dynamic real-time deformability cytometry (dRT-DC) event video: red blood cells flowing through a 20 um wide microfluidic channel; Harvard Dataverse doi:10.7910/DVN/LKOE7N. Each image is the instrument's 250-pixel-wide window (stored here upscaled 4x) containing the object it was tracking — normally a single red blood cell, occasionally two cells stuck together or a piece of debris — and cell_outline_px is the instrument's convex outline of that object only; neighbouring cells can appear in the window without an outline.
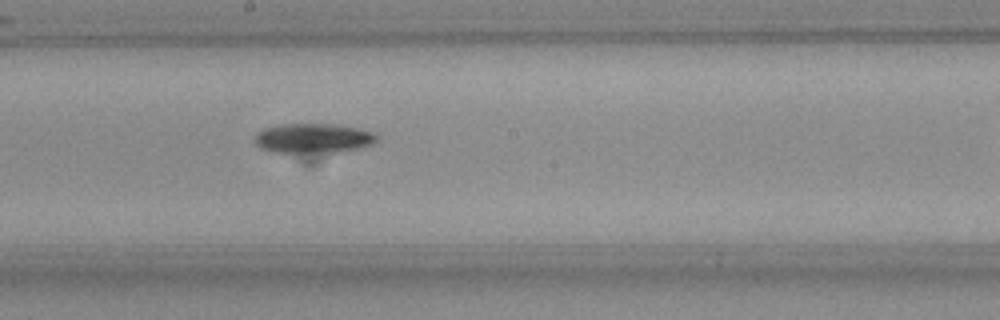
{"species": "Egyptian fruit bat (a non-hibernating species)", "species_latin": "Rousettus aegyptiacus", "temperature_condition": "room temperature", "stored_images_in_passage": 28, "camera_frame_rate_fps": 3000, "um_per_image_px": 0.085, "frame": {"image": 1, "passage_image": 13, "time_ms": 4.0, "image_size_px": [1000, 320], "cell_outline_px": [[380, 136], [372, 144], [356, 148], [336, 152], [276, 152], [260, 148], [256, 144], [256, 132], [264, 128], [276, 124], [340, 124], [376, 132]], "centroid_in_image_um": [26.65, 11.73], "position_along_channel_um": 221.6, "area_um2": 21.15}}
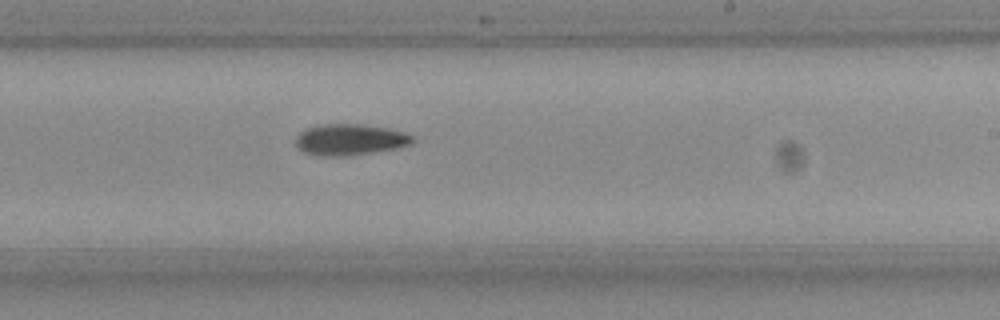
{"frame": {"image": 2, "passage_image": 16, "time_ms": 5.0, "image_size_px": [1000, 320], "cell_outline_px": [[416, 140], [412, 144], [396, 148], [372, 152], [344, 156], [328, 156], [304, 152], [296, 144], [296, 136], [300, 132], [308, 128], [320, 124], [360, 124], [388, 128], [404, 132], [412, 136]], "centroid_in_image_um": [29.78, 11.86], "position_along_channel_um": 259.2, "area_um2": 21.04}}